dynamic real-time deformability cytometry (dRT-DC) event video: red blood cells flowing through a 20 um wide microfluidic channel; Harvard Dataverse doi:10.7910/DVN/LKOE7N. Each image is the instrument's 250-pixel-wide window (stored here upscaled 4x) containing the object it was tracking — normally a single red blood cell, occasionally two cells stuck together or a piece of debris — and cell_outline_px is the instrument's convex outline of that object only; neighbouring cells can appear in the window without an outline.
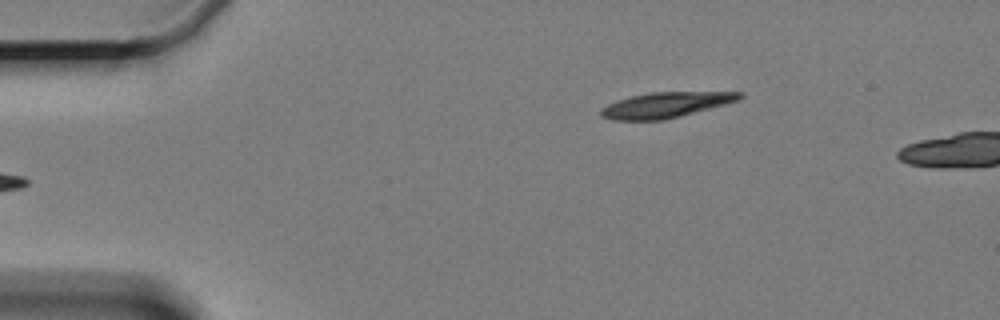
{"species": "Egyptian fruit bat (a non-hibernating species)", "species_latin": "Rousettus aegyptiacus", "temperature_condition": "cold", "stored_images_in_passage": 4, "camera_frame_rate_fps": 3000, "um_per_image_px": 0.085, "animal": {"sex": "female"}, "frame": {"image": 1, "passage_image": 4, "time_ms": 4.333, "image_size_px": [1000, 320], "cell_outline_px": [[744, 96], [740, 100], [680, 116], [664, 120], [612, 120], [600, 116], [600, 108], [616, 100], [632, 96], [652, 92], [744, 92]], "centroid_in_image_um": [56.57, 8.92], "position_along_channel_um": 28.4, "area_um2": 20.52}}